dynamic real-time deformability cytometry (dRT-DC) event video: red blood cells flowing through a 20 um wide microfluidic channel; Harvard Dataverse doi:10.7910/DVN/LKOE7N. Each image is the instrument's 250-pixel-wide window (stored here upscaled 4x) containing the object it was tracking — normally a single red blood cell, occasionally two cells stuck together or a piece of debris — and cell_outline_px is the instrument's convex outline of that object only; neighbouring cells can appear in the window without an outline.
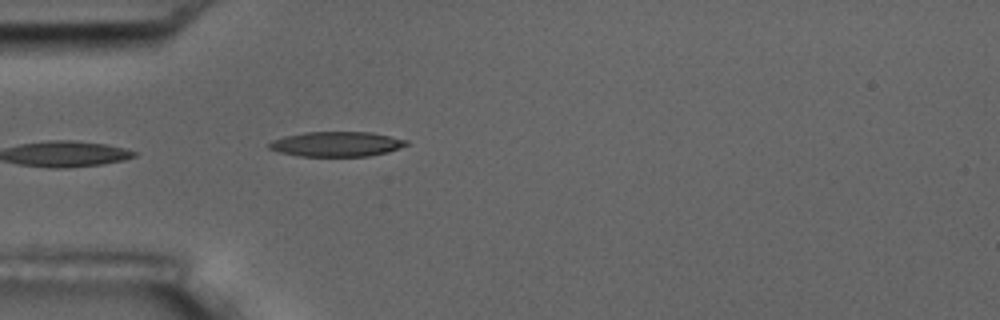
{"species": "common noctule bat (a hibernating species)", "species_latin": "Nyctalus noctula", "temperature_condition": "room temperature", "stored_images_in_passage": 2, "camera_frame_rate_fps": 3000, "um_per_image_px": 0.085, "animal": {"sex": "male", "body_mass_g": 17.5, "forearm_length_mm": 52.3}, "frame": {"image": 1, "passage_image": 2, "time_ms": 1.0, "image_size_px": [1000, 320], "cell_outline_px": [[408, 144], [400, 148], [388, 152], [368, 156], [300, 156], [280, 152], [268, 148], [268, 144], [272, 140], [284, 136], [304, 132], [372, 132], [408, 140]], "centroid_in_image_um": [28.61, 12.24], "position_along_channel_um": 56.4, "area_um2": 19.94}}